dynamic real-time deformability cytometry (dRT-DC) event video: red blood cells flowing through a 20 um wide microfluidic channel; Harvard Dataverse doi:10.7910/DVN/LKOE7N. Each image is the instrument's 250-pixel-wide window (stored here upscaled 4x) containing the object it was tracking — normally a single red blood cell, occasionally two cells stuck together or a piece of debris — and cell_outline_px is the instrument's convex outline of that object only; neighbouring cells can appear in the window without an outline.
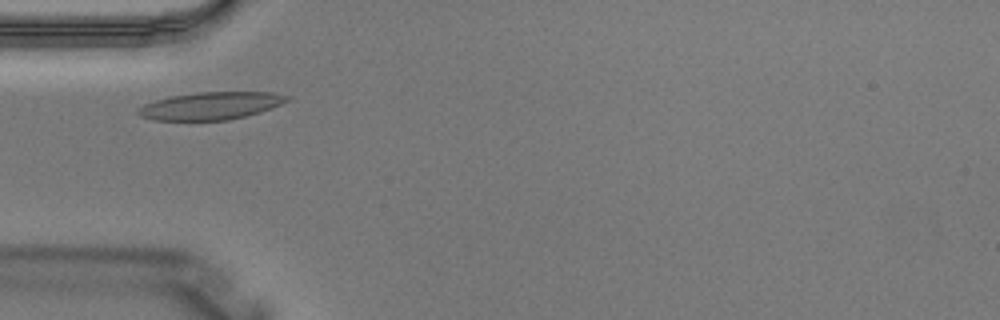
{"species": "Egyptian fruit bat (a non-hibernating species)", "species_latin": "Rousettus aegyptiacus", "temperature_condition": "warm", "stored_images_in_passage": 1, "camera_frame_rate_fps": 3000, "um_per_image_px": 0.085, "animal": {"sex": "male"}, "frame": {"image": 1, "passage_image": 1, "time_ms": 0.0, "image_size_px": [1000, 320], "cell_outline_px": [[288, 100], [272, 108], [260, 112], [228, 120], [156, 120], [140, 116], [136, 112], [136, 108], [144, 104], [156, 100], [172, 96], [196, 92], [272, 92], [288, 96]], "centroid_in_image_um": [17.88, 8.99], "position_along_channel_um": 67.1, "area_um2": 23.76}}